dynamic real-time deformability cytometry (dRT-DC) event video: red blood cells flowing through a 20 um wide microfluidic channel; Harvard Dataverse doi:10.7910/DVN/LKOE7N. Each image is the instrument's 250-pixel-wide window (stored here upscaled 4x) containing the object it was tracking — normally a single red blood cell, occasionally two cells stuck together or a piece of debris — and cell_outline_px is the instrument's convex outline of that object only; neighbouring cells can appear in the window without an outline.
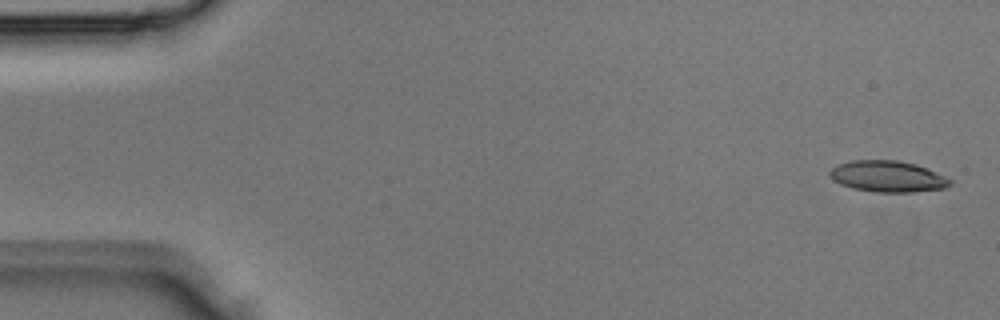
{"species": "Egyptian fruit bat (a non-hibernating species)", "species_latin": "Rousettus aegyptiacus", "temperature_condition": "room temperature", "stored_images_in_passage": 5, "camera_frame_rate_fps": 3000, "um_per_image_px": 0.085, "animal": {"sex": "male"}, "frame": {"image": 1, "passage_image": 1, "time_ms": 0.0, "image_size_px": [1000, 320], "cell_outline_px": [[952, 184], [944, 188], [916, 192], [876, 192], [852, 188], [840, 184], [832, 180], [828, 172], [836, 164], [852, 160], [896, 160], [916, 164], [936, 172], [952, 180]], "centroid_in_image_um": [75.43, 14.99], "position_along_channel_um": 9.6, "area_um2": 22.02}}
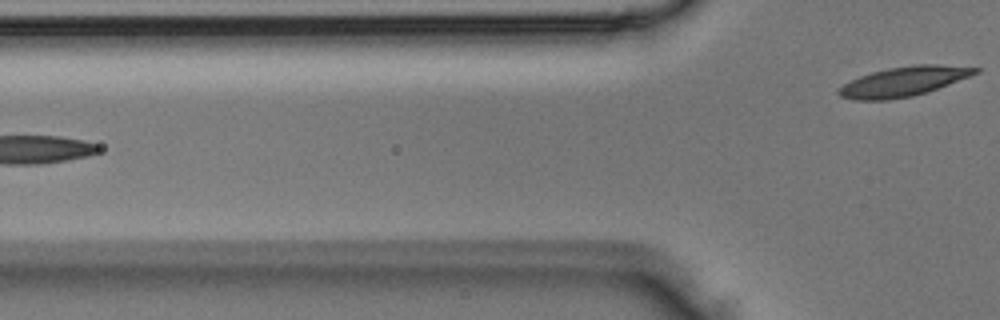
{"frame": {"image": 2, "passage_image": 5, "time_ms": 1.333, "image_size_px": [1000, 320], "cell_outline_px": [[980, 72], [928, 92], [912, 96], [888, 100], [856, 100], [840, 96], [836, 92], [844, 84], [860, 76], [872, 72], [888, 68], [912, 64], [940, 64], [980, 68]], "centroid_in_image_um": [76.83, 6.92], "position_along_channel_um": 49.0, "area_um2": 23.52}}